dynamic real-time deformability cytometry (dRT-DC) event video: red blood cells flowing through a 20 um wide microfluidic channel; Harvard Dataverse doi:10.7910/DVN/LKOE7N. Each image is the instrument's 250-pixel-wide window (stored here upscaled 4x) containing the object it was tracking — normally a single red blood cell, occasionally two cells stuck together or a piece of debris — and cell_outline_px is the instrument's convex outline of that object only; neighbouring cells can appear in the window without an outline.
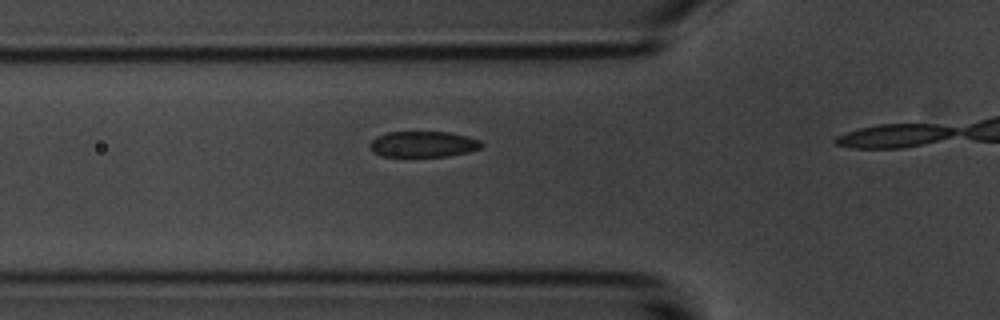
{"species": "common noctule bat (a hibernating species)", "species_latin": "Nyctalus noctula", "temperature_condition": "room temperature", "stored_images_in_passage": 17, "camera_frame_rate_fps": 3000, "um_per_image_px": 0.085, "animal": {"sex": "male", "body_mass_g": 20.1, "forearm_length_mm": 53.5}, "frame": {"image": 1, "passage_image": 12, "time_ms": 3.667, "image_size_px": [1000, 320], "cell_outline_px": [[484, 144], [480, 148], [468, 152], [448, 156], [380, 156], [368, 144], [376, 136], [388, 132], [452, 132], [480, 140]], "centroid_in_image_um": [35.99, 12.25], "position_along_channel_um": 89.8, "area_um2": 16.76}}
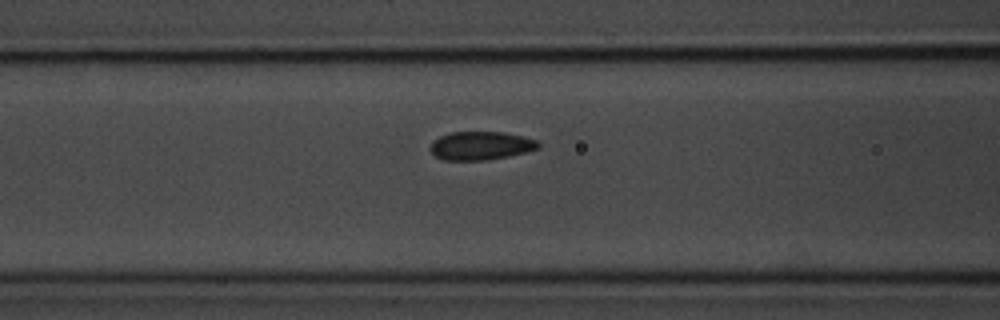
{"frame": {"image": 2, "passage_image": 15, "time_ms": 4.667, "image_size_px": [1000, 320], "cell_outline_px": [[540, 148], [508, 156], [484, 160], [444, 160], [436, 156], [428, 148], [432, 140], [440, 136], [452, 132], [504, 132], [536, 140], [540, 144]], "centroid_in_image_um": [40.82, 12.38], "position_along_channel_um": 125.8, "area_um2": 17.8}}